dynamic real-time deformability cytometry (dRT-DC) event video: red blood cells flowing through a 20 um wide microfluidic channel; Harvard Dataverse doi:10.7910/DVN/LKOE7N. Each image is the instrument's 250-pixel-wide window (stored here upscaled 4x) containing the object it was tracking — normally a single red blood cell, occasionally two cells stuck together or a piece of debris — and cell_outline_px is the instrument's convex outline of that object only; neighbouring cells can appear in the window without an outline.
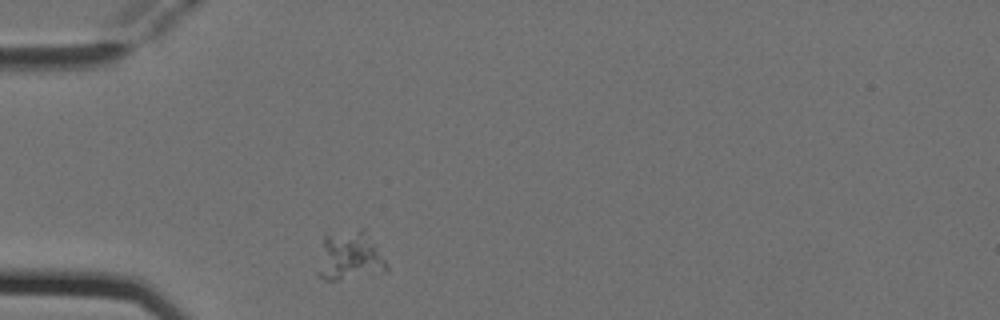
{"species": "Egyptian fruit bat (a non-hibernating species)", "species_latin": "Rousettus aegyptiacus", "temperature_condition": "cold", "stored_images_in_passage": 2, "camera_frame_rate_fps": 3000, "um_per_image_px": 0.085, "animal": {"sex": "female"}, "frame": {"image": 1, "passage_image": 1, "time_ms": 0.0, "image_size_px": [1000, 320], "cell_outline_px": [[388, 272], [340, 280], [324, 280], [316, 276], [324, 236], [360, 228], [364, 228], [384, 260], [388, 268]], "centroid_in_image_um": [29.71, 21.8], "position_along_channel_um": 55.3, "area_um2": 19.54}}